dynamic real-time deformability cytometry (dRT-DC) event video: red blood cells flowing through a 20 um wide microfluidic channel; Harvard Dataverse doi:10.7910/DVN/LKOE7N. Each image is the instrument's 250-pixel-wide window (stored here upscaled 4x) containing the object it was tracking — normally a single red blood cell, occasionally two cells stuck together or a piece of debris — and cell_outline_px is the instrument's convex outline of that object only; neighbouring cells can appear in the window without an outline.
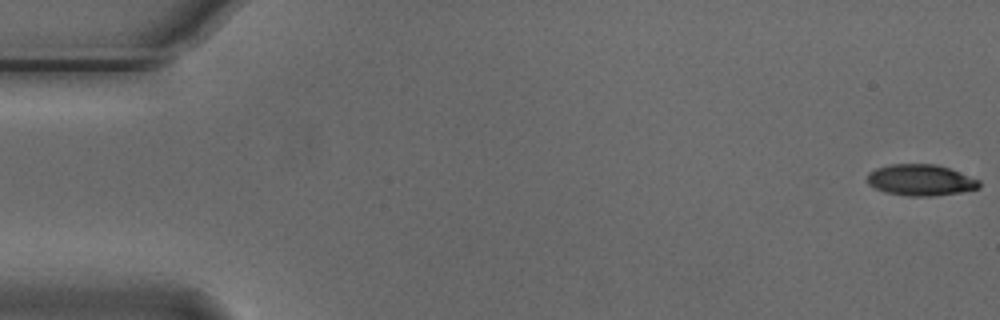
{"species": "Egyptian fruit bat (a non-hibernating species)", "species_latin": "Rousettus aegyptiacus", "temperature_condition": "cold", "stored_images_in_passage": 55, "camera_frame_rate_fps": 3000, "um_per_image_px": 0.085, "animal": {"sex": "male"}, "frame": {"image": 1, "passage_image": 1, "time_ms": 0.0, "image_size_px": [1000, 320], "cell_outline_px": [[980, 188], [960, 192], [936, 196], [908, 196], [884, 192], [868, 184], [868, 172], [876, 168], [888, 164], [936, 164], [948, 168], [980, 180]], "centroid_in_image_um": [78.24, 15.31], "position_along_channel_um": 6.8, "area_um2": 20.4}}
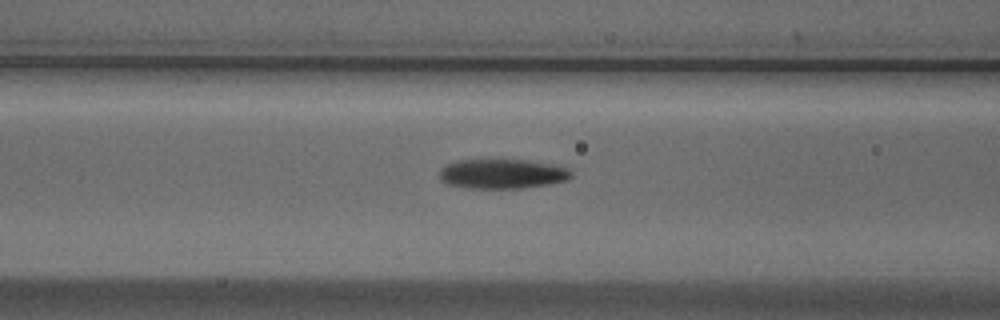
{"frame": {"image": 2, "passage_image": 22, "time_ms": 7.0, "image_size_px": [1000, 320], "cell_outline_px": [[572, 176], [568, 180], [548, 184], [524, 188], [468, 188], [448, 184], [440, 180], [440, 168], [444, 164], [460, 160], [528, 160], [556, 164], [568, 168], [572, 172]], "centroid_in_image_um": [42.71, 14.77], "position_along_channel_um": 123.9, "area_um2": 22.95}}
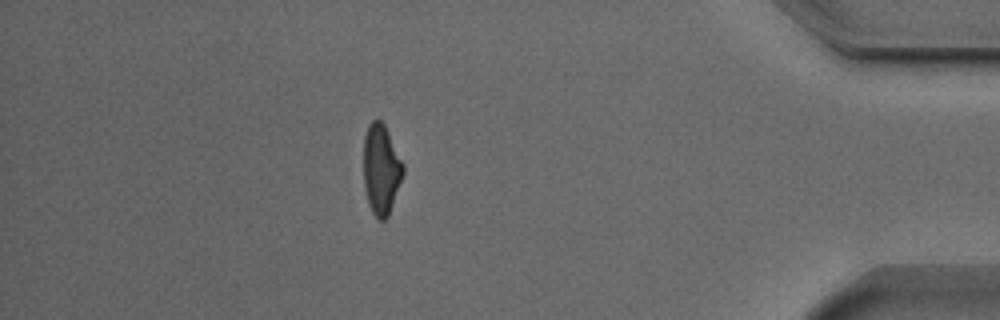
{"frame": {"image": 3, "passage_image": 48, "time_ms": 15.667, "image_size_px": [1000, 320], "cell_outline_px": [[404, 172], [388, 216], [384, 220], [376, 220], [368, 204], [364, 184], [364, 136], [368, 124], [376, 116], [384, 124], [404, 164]], "centroid_in_image_um": [32.39, 14.38], "position_along_channel_um": 402.8, "area_um2": 20.87}, "authors_computed_cell_mechanics": {"area_um2": 21.675, "velocity_mm_per_s": 3.7575, "shape_relaxation_time_tau1_ms": 2.786, "shape_relaxation_time_tau2_ms": 3.5098, "deformation_change_tau1": 0.172, "deformation_change_tau2": 0.1123}}